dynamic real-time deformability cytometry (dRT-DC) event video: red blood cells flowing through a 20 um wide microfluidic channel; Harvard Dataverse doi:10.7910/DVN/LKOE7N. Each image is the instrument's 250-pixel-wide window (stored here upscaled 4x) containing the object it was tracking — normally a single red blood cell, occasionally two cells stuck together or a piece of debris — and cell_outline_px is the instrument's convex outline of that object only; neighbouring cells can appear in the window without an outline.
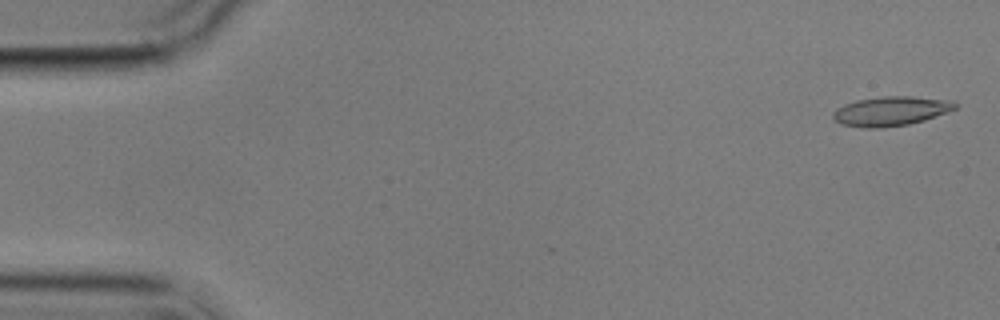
{"species": "common noctule bat (a hibernating species)", "species_latin": "Nyctalus noctula", "temperature_condition": "cold", "stored_images_in_passage": 5, "camera_frame_rate_fps": 3000, "um_per_image_px": 0.085, "animal": {"sex": "male", "body_mass_g": 17.9}, "frame": {"image": 1, "passage_image": 1, "time_ms": 0.0, "image_size_px": [1000, 320], "cell_outline_px": [[960, 104], [956, 108], [948, 112], [924, 120], [908, 124], [880, 128], [860, 128], [840, 124], [832, 116], [832, 112], [836, 108], [844, 104], [856, 100], [884, 96], [912, 96], [952, 100]], "centroid_in_image_um": [75.72, 9.44], "position_along_channel_um": 9.3, "area_um2": 21.15}}
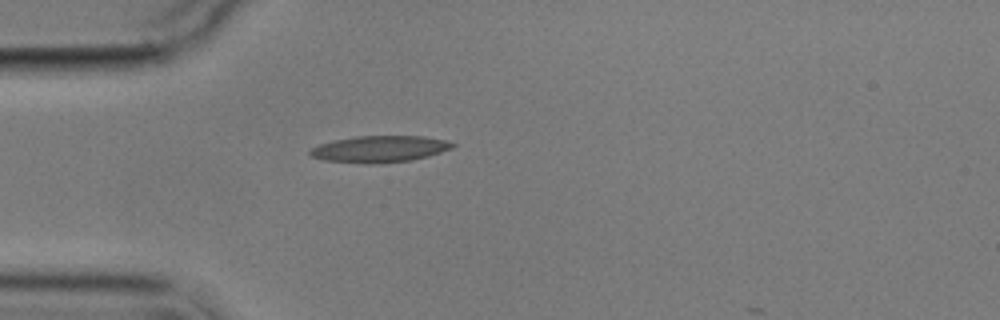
{"frame": {"image": 2, "passage_image": 5, "time_ms": 4.667, "image_size_px": [1000, 320], "cell_outline_px": [[456, 144], [452, 148], [428, 156], [412, 160], [376, 164], [364, 164], [324, 160], [312, 156], [308, 152], [312, 148], [320, 144], [332, 140], [356, 136], [424, 136], [444, 140]], "centroid_in_image_um": [32.25, 12.67], "position_along_channel_um": 52.8, "area_um2": 22.08}}